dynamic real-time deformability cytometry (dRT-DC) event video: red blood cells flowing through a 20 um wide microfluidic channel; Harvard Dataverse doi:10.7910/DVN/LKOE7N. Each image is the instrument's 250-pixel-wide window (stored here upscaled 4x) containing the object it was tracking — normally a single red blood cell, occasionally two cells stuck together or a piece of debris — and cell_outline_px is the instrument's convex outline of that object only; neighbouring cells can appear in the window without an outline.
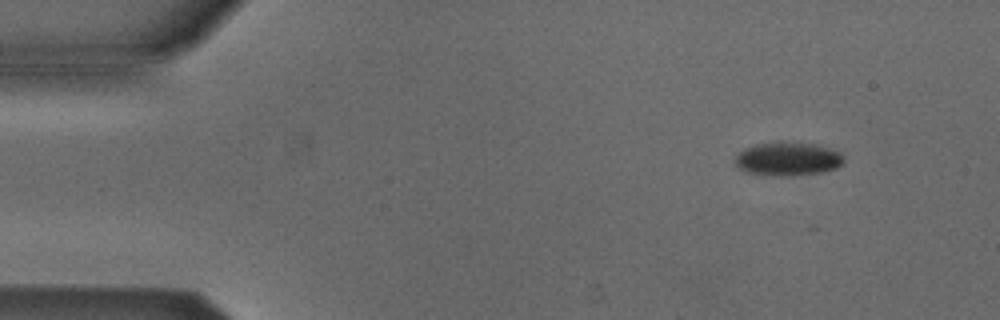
{"species": "Egyptian fruit bat (a non-hibernating species)", "species_latin": "Rousettus aegyptiacus", "temperature_condition": "cold", "stored_images_in_passage": 5, "segment_of_instrument_passage": [2, 2], "camera_frame_rate_fps": 3000, "um_per_image_px": 0.085, "animal": {"sex": "male"}, "frame": {"image": 1, "passage_image": 5, "time_ms": 1.333, "image_size_px": [1000, 320], "cell_outline_px": [[844, 164], [836, 168], [824, 172], [748, 172], [740, 168], [732, 160], [744, 148], [756, 144], [780, 140], [816, 144], [840, 152], [844, 156]], "centroid_in_image_um": [67.0, 13.41], "position_along_channel_um": 18.0, "area_um2": 20.4}}